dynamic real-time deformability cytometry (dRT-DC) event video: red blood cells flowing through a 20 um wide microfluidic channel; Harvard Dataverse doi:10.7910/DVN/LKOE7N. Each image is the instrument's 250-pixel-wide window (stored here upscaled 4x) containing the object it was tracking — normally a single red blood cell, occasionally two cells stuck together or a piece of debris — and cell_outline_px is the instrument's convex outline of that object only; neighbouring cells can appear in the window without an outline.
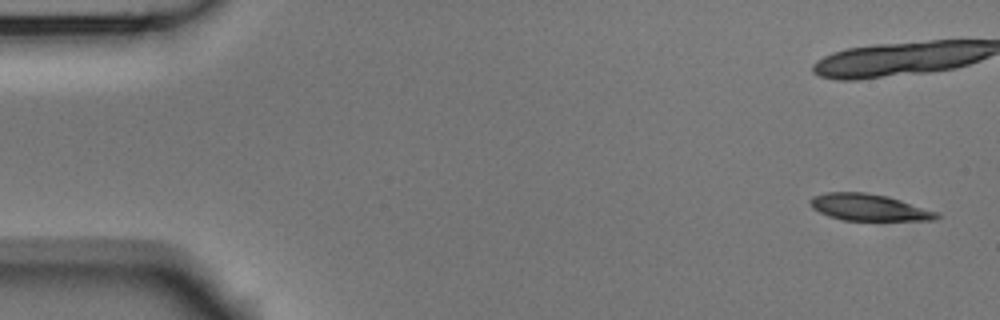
{"species": "Egyptian fruit bat (a non-hibernating species)", "species_latin": "Rousettus aegyptiacus", "temperature_condition": "room temperature", "stored_images_in_passage": 18, "camera_frame_rate_fps": 3000, "um_per_image_px": 0.085, "animal": {"sex": "male"}, "frame": {"image": 1, "passage_image": 1, "time_ms": 0.0, "image_size_px": [1000, 320], "cell_outline_px": [[940, 216], [936, 220], [844, 220], [828, 216], [812, 208], [808, 200], [812, 196], [828, 192], [864, 192], [888, 196], [940, 212]], "centroid_in_image_um": [73.87, 17.62], "position_along_channel_um": 11.1, "area_um2": 19.77}}